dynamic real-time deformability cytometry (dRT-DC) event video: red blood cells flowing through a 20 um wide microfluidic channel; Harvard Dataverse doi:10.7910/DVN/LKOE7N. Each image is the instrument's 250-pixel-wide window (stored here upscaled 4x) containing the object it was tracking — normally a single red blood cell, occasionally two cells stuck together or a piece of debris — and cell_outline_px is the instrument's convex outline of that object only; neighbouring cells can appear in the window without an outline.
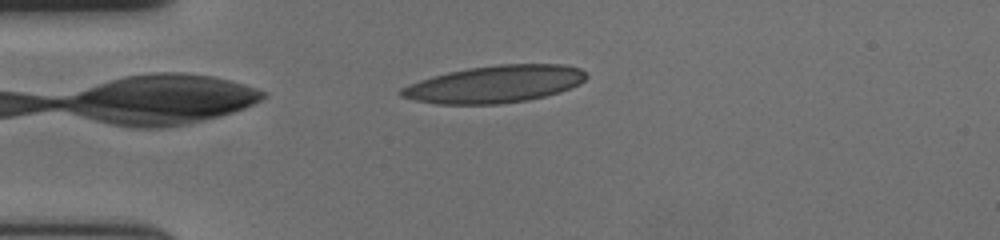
{"species": "human", "species_latin": "Homo sapiens", "temperature_condition": "cold", "stored_images_in_passage": 44, "camera_frame_rate_fps": 3000, "um_per_image_px": 0.085, "donor": {"sex": "female"}, "frame": {"image": 1, "passage_image": 1, "time_ms": 0.0, "image_size_px": [1000, 240], "cell_outline_px": [[588, 76], [580, 84], [560, 92], [528, 100], [500, 104], [436, 104], [412, 100], [400, 96], [396, 92], [400, 88], [408, 84], [432, 76], [448, 72], [468, 68], [500, 64], [564, 64], [580, 68]], "centroid_in_image_um": [42.02, 7.16], "position_along_channel_um": 43.0, "area_um2": 40.4}}
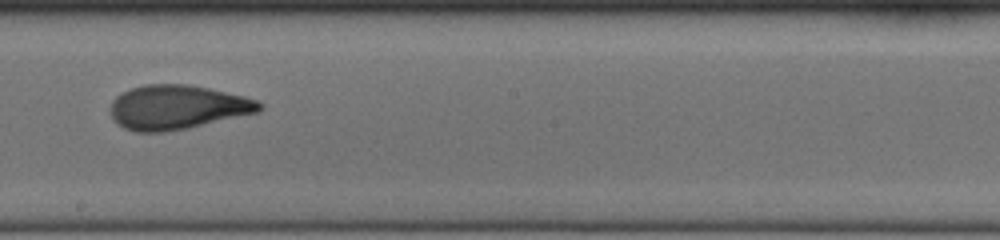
{"frame": {"image": 2, "passage_image": 19, "time_ms": 6.0, "image_size_px": [1000, 240], "cell_outline_px": [[264, 108], [260, 112], [188, 128], [164, 132], [136, 132], [124, 128], [116, 124], [112, 120], [112, 100], [120, 92], [144, 84], [184, 84], [208, 88], [244, 96], [256, 100], [264, 104]], "centroid_in_image_um": [15.07, 9.12], "position_along_channel_um": 233.1, "area_um2": 38.61}}
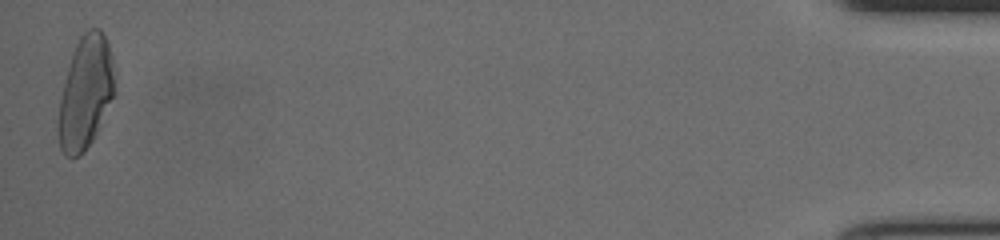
{"frame": {"image": 3, "passage_image": 43, "time_ms": 14.0, "image_size_px": [1000, 240], "cell_outline_px": [[116, 92], [92, 140], [84, 152], [80, 156], [64, 156], [60, 148], [56, 128], [60, 100], [68, 68], [76, 44], [80, 36], [88, 28], [100, 28], [108, 44], [112, 56], [116, 72]], "centroid_in_image_um": [7.29, 7.88], "position_along_channel_um": 427.9, "area_um2": 37.22}, "authors_computed_cell_mechanics": {"area_um2": 37.3966, "velocity_mm_per_s": 3.6281, "shape_relaxation_time_tau1_ms": 6.5419, "shape_relaxation_time_tau2_ms": 1.6955, "deformation_change_tau1": 0.2208, "deformation_change_tau2": 0.0953}}